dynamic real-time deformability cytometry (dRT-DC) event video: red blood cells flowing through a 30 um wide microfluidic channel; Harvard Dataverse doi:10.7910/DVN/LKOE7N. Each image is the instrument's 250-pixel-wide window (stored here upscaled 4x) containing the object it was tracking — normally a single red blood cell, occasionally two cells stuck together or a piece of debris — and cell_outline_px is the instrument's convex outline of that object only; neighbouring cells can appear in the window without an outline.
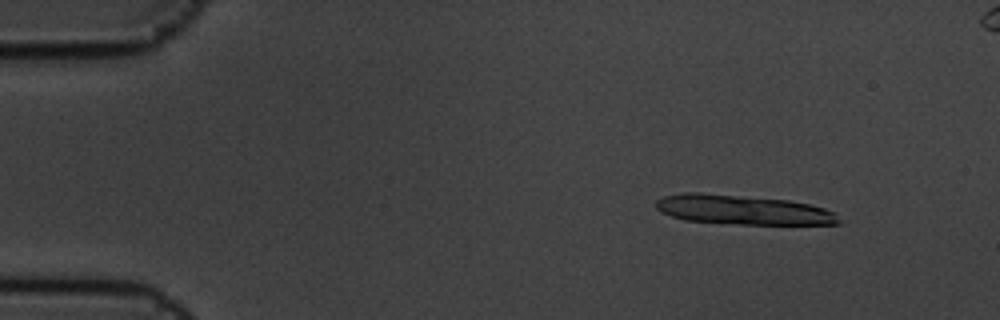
{"species": "common noctule bat (a hibernating species)", "species_latin": "Nyctalus noctula", "temperature_condition": "cold", "stored_images_in_passage": 6, "camera_frame_rate_fps": 3000, "um_per_image_px": 0.085, "animal": {"sex": "male", "body_mass_g": 19.5, "forearm_length_mm": 54.6}, "frame": {"image": 1, "passage_image": 1, "time_ms": 0.0, "image_size_px": [1000, 320], "cell_outline_px": [[840, 224], [740, 224], [684, 220], [660, 212], [656, 208], [656, 200], [664, 196], [684, 192], [700, 192], [788, 200], [808, 204], [824, 208], [836, 212], [840, 220]], "centroid_in_image_um": [63.13, 17.83], "position_along_channel_um": 21.9, "area_um2": 31.44}}
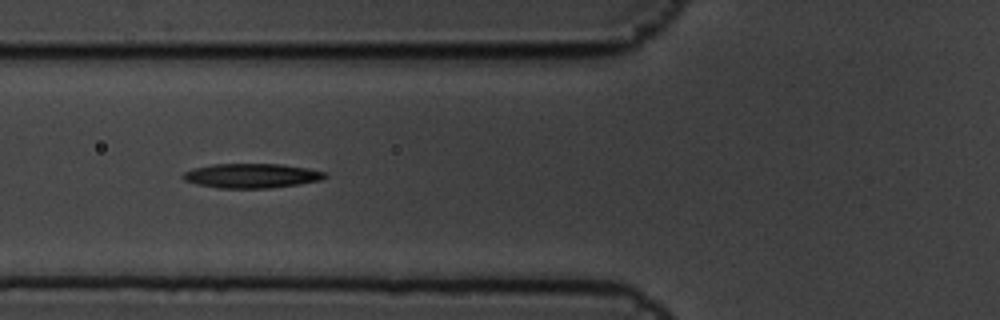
{"frame": {"image": 2, "passage_image": 5, "time_ms": 1.333, "image_size_px": [1000, 320], "cell_outline_px": [[328, 176], [320, 180], [300, 184], [272, 188], [216, 188], [196, 184], [184, 180], [180, 176], [184, 172], [192, 168], [212, 164], [280, 164], [308, 168], [324, 172]], "centroid_in_image_um": [21.35, 14.94], "position_along_channel_um": 104.5, "area_um2": 20.4}}
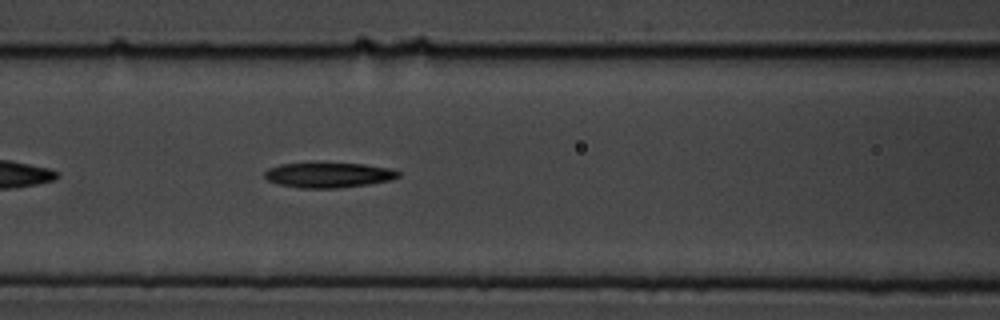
{"frame": {"image": 3, "passage_image": 6, "time_ms": 1.667, "image_size_px": [1000, 320], "cell_outline_px": [[400, 176], [388, 180], [368, 184], [336, 188], [300, 188], [276, 184], [268, 180], [264, 176], [264, 172], [268, 168], [280, 164], [316, 160], [364, 164], [392, 168], [400, 172]], "centroid_in_image_um": [27.87, 14.82], "position_along_channel_um": 138.7, "area_um2": 20.52}}